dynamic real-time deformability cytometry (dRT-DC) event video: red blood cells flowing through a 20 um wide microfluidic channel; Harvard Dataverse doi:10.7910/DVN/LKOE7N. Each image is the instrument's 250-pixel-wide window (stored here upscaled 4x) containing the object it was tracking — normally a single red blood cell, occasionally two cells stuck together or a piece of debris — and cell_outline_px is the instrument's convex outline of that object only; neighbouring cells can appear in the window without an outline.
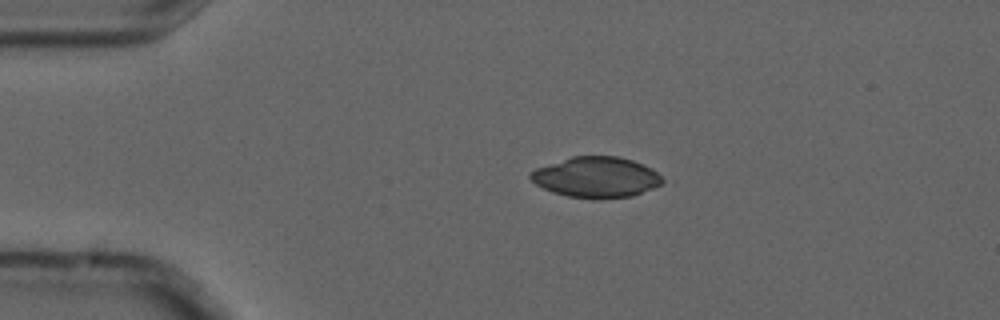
{"species": "common noctule bat (a hibernating species)", "species_latin": "Nyctalus noctula", "temperature_condition": "cold", "stored_images_in_passage": 4, "camera_frame_rate_fps": 3000, "um_per_image_px": 0.085, "animal": {"sex": "male", "forearm_length_mm": 52.5}, "frame": {"image": 1, "passage_image": 3, "time_ms": 0.667, "image_size_px": [1000, 320], "cell_outline_px": [[664, 180], [660, 184], [652, 188], [632, 196], [600, 200], [592, 200], [568, 196], [552, 192], [536, 184], [528, 176], [528, 172], [536, 168], [572, 156], [616, 156], [632, 160], [644, 164], [652, 168]], "centroid_in_image_um": [50.66, 15.07], "position_along_channel_um": 34.3, "area_um2": 31.44}}